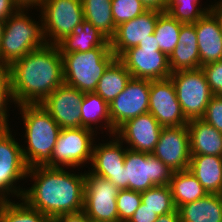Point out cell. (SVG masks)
I'll return each instance as SVG.
<instances>
[{
	"label": "cell",
	"mask_w": 222,
	"mask_h": 222,
	"mask_svg": "<svg viewBox=\"0 0 222 222\" xmlns=\"http://www.w3.org/2000/svg\"><path fill=\"white\" fill-rule=\"evenodd\" d=\"M27 176L35 181L29 190H24L21 200L40 213L53 220L83 210L85 174H70L62 167L38 166L29 168Z\"/></svg>",
	"instance_id": "cell-1"
},
{
	"label": "cell",
	"mask_w": 222,
	"mask_h": 222,
	"mask_svg": "<svg viewBox=\"0 0 222 222\" xmlns=\"http://www.w3.org/2000/svg\"><path fill=\"white\" fill-rule=\"evenodd\" d=\"M11 90L17 105L41 104L64 83L63 59L57 45L29 52L9 67Z\"/></svg>",
	"instance_id": "cell-2"
},
{
	"label": "cell",
	"mask_w": 222,
	"mask_h": 222,
	"mask_svg": "<svg viewBox=\"0 0 222 222\" xmlns=\"http://www.w3.org/2000/svg\"><path fill=\"white\" fill-rule=\"evenodd\" d=\"M21 108L27 150L22 154L28 169L38 166L52 167V152L61 131L58 123L41 104L18 105Z\"/></svg>",
	"instance_id": "cell-3"
},
{
	"label": "cell",
	"mask_w": 222,
	"mask_h": 222,
	"mask_svg": "<svg viewBox=\"0 0 222 222\" xmlns=\"http://www.w3.org/2000/svg\"><path fill=\"white\" fill-rule=\"evenodd\" d=\"M20 7L5 20L0 43V66L9 67L31 51L47 45L43 24L32 21Z\"/></svg>",
	"instance_id": "cell-4"
},
{
	"label": "cell",
	"mask_w": 222,
	"mask_h": 222,
	"mask_svg": "<svg viewBox=\"0 0 222 222\" xmlns=\"http://www.w3.org/2000/svg\"><path fill=\"white\" fill-rule=\"evenodd\" d=\"M64 83L82 92H94L109 64L116 58L111 47L61 54Z\"/></svg>",
	"instance_id": "cell-5"
},
{
	"label": "cell",
	"mask_w": 222,
	"mask_h": 222,
	"mask_svg": "<svg viewBox=\"0 0 222 222\" xmlns=\"http://www.w3.org/2000/svg\"><path fill=\"white\" fill-rule=\"evenodd\" d=\"M118 59L133 78L163 80L171 75L169 57L160 51L155 35L141 41L138 46L124 51Z\"/></svg>",
	"instance_id": "cell-6"
},
{
	"label": "cell",
	"mask_w": 222,
	"mask_h": 222,
	"mask_svg": "<svg viewBox=\"0 0 222 222\" xmlns=\"http://www.w3.org/2000/svg\"><path fill=\"white\" fill-rule=\"evenodd\" d=\"M125 189L143 192L156 185L167 186L173 171L151 153L126 149Z\"/></svg>",
	"instance_id": "cell-7"
},
{
	"label": "cell",
	"mask_w": 222,
	"mask_h": 222,
	"mask_svg": "<svg viewBox=\"0 0 222 222\" xmlns=\"http://www.w3.org/2000/svg\"><path fill=\"white\" fill-rule=\"evenodd\" d=\"M177 99L187 121L201 119L213 93L201 68L171 73Z\"/></svg>",
	"instance_id": "cell-8"
},
{
	"label": "cell",
	"mask_w": 222,
	"mask_h": 222,
	"mask_svg": "<svg viewBox=\"0 0 222 222\" xmlns=\"http://www.w3.org/2000/svg\"><path fill=\"white\" fill-rule=\"evenodd\" d=\"M39 7L45 39L51 37L47 44L57 45L84 20L81 0H42Z\"/></svg>",
	"instance_id": "cell-9"
},
{
	"label": "cell",
	"mask_w": 222,
	"mask_h": 222,
	"mask_svg": "<svg viewBox=\"0 0 222 222\" xmlns=\"http://www.w3.org/2000/svg\"><path fill=\"white\" fill-rule=\"evenodd\" d=\"M119 189L108 179L85 173L83 211L90 220L117 222Z\"/></svg>",
	"instance_id": "cell-10"
},
{
	"label": "cell",
	"mask_w": 222,
	"mask_h": 222,
	"mask_svg": "<svg viewBox=\"0 0 222 222\" xmlns=\"http://www.w3.org/2000/svg\"><path fill=\"white\" fill-rule=\"evenodd\" d=\"M12 137L9 128H0V202L8 200L4 194L9 192L22 198L24 190H17L13 184L27 177L28 172L22 147Z\"/></svg>",
	"instance_id": "cell-11"
},
{
	"label": "cell",
	"mask_w": 222,
	"mask_h": 222,
	"mask_svg": "<svg viewBox=\"0 0 222 222\" xmlns=\"http://www.w3.org/2000/svg\"><path fill=\"white\" fill-rule=\"evenodd\" d=\"M151 80L133 78L125 89L109 103L111 125L116 131L126 121L149 113Z\"/></svg>",
	"instance_id": "cell-12"
},
{
	"label": "cell",
	"mask_w": 222,
	"mask_h": 222,
	"mask_svg": "<svg viewBox=\"0 0 222 222\" xmlns=\"http://www.w3.org/2000/svg\"><path fill=\"white\" fill-rule=\"evenodd\" d=\"M93 135L94 130L84 127L61 129L52 152V167L66 165L75 168L91 161Z\"/></svg>",
	"instance_id": "cell-13"
},
{
	"label": "cell",
	"mask_w": 222,
	"mask_h": 222,
	"mask_svg": "<svg viewBox=\"0 0 222 222\" xmlns=\"http://www.w3.org/2000/svg\"><path fill=\"white\" fill-rule=\"evenodd\" d=\"M151 154L173 172L188 170L191 158L188 126L163 127Z\"/></svg>",
	"instance_id": "cell-14"
},
{
	"label": "cell",
	"mask_w": 222,
	"mask_h": 222,
	"mask_svg": "<svg viewBox=\"0 0 222 222\" xmlns=\"http://www.w3.org/2000/svg\"><path fill=\"white\" fill-rule=\"evenodd\" d=\"M149 113L163 127L187 125L188 121L182 113L174 84L170 78L151 80Z\"/></svg>",
	"instance_id": "cell-15"
},
{
	"label": "cell",
	"mask_w": 222,
	"mask_h": 222,
	"mask_svg": "<svg viewBox=\"0 0 222 222\" xmlns=\"http://www.w3.org/2000/svg\"><path fill=\"white\" fill-rule=\"evenodd\" d=\"M83 97L84 92L63 83L41 103V106L61 129L80 128V105Z\"/></svg>",
	"instance_id": "cell-16"
},
{
	"label": "cell",
	"mask_w": 222,
	"mask_h": 222,
	"mask_svg": "<svg viewBox=\"0 0 222 222\" xmlns=\"http://www.w3.org/2000/svg\"><path fill=\"white\" fill-rule=\"evenodd\" d=\"M163 126L153 117L146 113L132 118L122 124L115 132V138L131 145L130 150L137 152L152 153L159 140ZM122 138V139H120Z\"/></svg>",
	"instance_id": "cell-17"
},
{
	"label": "cell",
	"mask_w": 222,
	"mask_h": 222,
	"mask_svg": "<svg viewBox=\"0 0 222 222\" xmlns=\"http://www.w3.org/2000/svg\"><path fill=\"white\" fill-rule=\"evenodd\" d=\"M161 13L157 10H146L130 21L118 25L114 36L109 40L116 58L129 48L138 46L141 41L149 38V35L154 34L155 25Z\"/></svg>",
	"instance_id": "cell-18"
},
{
	"label": "cell",
	"mask_w": 222,
	"mask_h": 222,
	"mask_svg": "<svg viewBox=\"0 0 222 222\" xmlns=\"http://www.w3.org/2000/svg\"><path fill=\"white\" fill-rule=\"evenodd\" d=\"M200 55V68L206 64L222 60V22L211 9L195 23Z\"/></svg>",
	"instance_id": "cell-19"
},
{
	"label": "cell",
	"mask_w": 222,
	"mask_h": 222,
	"mask_svg": "<svg viewBox=\"0 0 222 222\" xmlns=\"http://www.w3.org/2000/svg\"><path fill=\"white\" fill-rule=\"evenodd\" d=\"M172 73L200 68V55L195 24H183L180 28L179 41L169 56Z\"/></svg>",
	"instance_id": "cell-20"
},
{
	"label": "cell",
	"mask_w": 222,
	"mask_h": 222,
	"mask_svg": "<svg viewBox=\"0 0 222 222\" xmlns=\"http://www.w3.org/2000/svg\"><path fill=\"white\" fill-rule=\"evenodd\" d=\"M191 155H216L222 157V133L202 119L188 121Z\"/></svg>",
	"instance_id": "cell-21"
},
{
	"label": "cell",
	"mask_w": 222,
	"mask_h": 222,
	"mask_svg": "<svg viewBox=\"0 0 222 222\" xmlns=\"http://www.w3.org/2000/svg\"><path fill=\"white\" fill-rule=\"evenodd\" d=\"M57 46L61 54L83 53L96 47H110V41L95 26L84 19L73 29L72 34L62 39Z\"/></svg>",
	"instance_id": "cell-22"
},
{
	"label": "cell",
	"mask_w": 222,
	"mask_h": 222,
	"mask_svg": "<svg viewBox=\"0 0 222 222\" xmlns=\"http://www.w3.org/2000/svg\"><path fill=\"white\" fill-rule=\"evenodd\" d=\"M113 141V142H112ZM109 143L93 145L91 158L92 171L90 173L104 179H108L112 174L118 173L124 168V158L126 149H122V143L118 138Z\"/></svg>",
	"instance_id": "cell-23"
},
{
	"label": "cell",
	"mask_w": 222,
	"mask_h": 222,
	"mask_svg": "<svg viewBox=\"0 0 222 222\" xmlns=\"http://www.w3.org/2000/svg\"><path fill=\"white\" fill-rule=\"evenodd\" d=\"M188 170L208 194H222V157L191 155Z\"/></svg>",
	"instance_id": "cell-24"
},
{
	"label": "cell",
	"mask_w": 222,
	"mask_h": 222,
	"mask_svg": "<svg viewBox=\"0 0 222 222\" xmlns=\"http://www.w3.org/2000/svg\"><path fill=\"white\" fill-rule=\"evenodd\" d=\"M180 222H222V194L206 196L178 208Z\"/></svg>",
	"instance_id": "cell-25"
},
{
	"label": "cell",
	"mask_w": 222,
	"mask_h": 222,
	"mask_svg": "<svg viewBox=\"0 0 222 222\" xmlns=\"http://www.w3.org/2000/svg\"><path fill=\"white\" fill-rule=\"evenodd\" d=\"M131 77L123 63L115 58L104 71L94 92L109 104L125 89Z\"/></svg>",
	"instance_id": "cell-26"
},
{
	"label": "cell",
	"mask_w": 222,
	"mask_h": 222,
	"mask_svg": "<svg viewBox=\"0 0 222 222\" xmlns=\"http://www.w3.org/2000/svg\"><path fill=\"white\" fill-rule=\"evenodd\" d=\"M169 187L177 209L208 194L198 179L189 170L173 172Z\"/></svg>",
	"instance_id": "cell-27"
},
{
	"label": "cell",
	"mask_w": 222,
	"mask_h": 222,
	"mask_svg": "<svg viewBox=\"0 0 222 222\" xmlns=\"http://www.w3.org/2000/svg\"><path fill=\"white\" fill-rule=\"evenodd\" d=\"M81 2L84 19L89 21L110 40L116 31L111 0H81Z\"/></svg>",
	"instance_id": "cell-28"
},
{
	"label": "cell",
	"mask_w": 222,
	"mask_h": 222,
	"mask_svg": "<svg viewBox=\"0 0 222 222\" xmlns=\"http://www.w3.org/2000/svg\"><path fill=\"white\" fill-rule=\"evenodd\" d=\"M81 111V127L93 130L91 124L104 122L107 124L106 129L109 127L110 134L115 136V130L111 125L109 115V104L95 92H85L80 105ZM93 122V123H92Z\"/></svg>",
	"instance_id": "cell-29"
},
{
	"label": "cell",
	"mask_w": 222,
	"mask_h": 222,
	"mask_svg": "<svg viewBox=\"0 0 222 222\" xmlns=\"http://www.w3.org/2000/svg\"><path fill=\"white\" fill-rule=\"evenodd\" d=\"M182 25L183 23L172 18L166 12H162L158 16L154 35L158 42L160 51L165 53L168 57L178 44L180 28Z\"/></svg>",
	"instance_id": "cell-30"
},
{
	"label": "cell",
	"mask_w": 222,
	"mask_h": 222,
	"mask_svg": "<svg viewBox=\"0 0 222 222\" xmlns=\"http://www.w3.org/2000/svg\"><path fill=\"white\" fill-rule=\"evenodd\" d=\"M0 222H52V219L29 206L24 200L20 204L2 200Z\"/></svg>",
	"instance_id": "cell-31"
},
{
	"label": "cell",
	"mask_w": 222,
	"mask_h": 222,
	"mask_svg": "<svg viewBox=\"0 0 222 222\" xmlns=\"http://www.w3.org/2000/svg\"><path fill=\"white\" fill-rule=\"evenodd\" d=\"M140 194L141 202L158 216L174 212L177 209L169 185H156L140 192Z\"/></svg>",
	"instance_id": "cell-32"
},
{
	"label": "cell",
	"mask_w": 222,
	"mask_h": 222,
	"mask_svg": "<svg viewBox=\"0 0 222 222\" xmlns=\"http://www.w3.org/2000/svg\"><path fill=\"white\" fill-rule=\"evenodd\" d=\"M199 0H167L168 13L172 18L176 19L183 24H194L199 20L205 13L209 12L210 8H197Z\"/></svg>",
	"instance_id": "cell-33"
},
{
	"label": "cell",
	"mask_w": 222,
	"mask_h": 222,
	"mask_svg": "<svg viewBox=\"0 0 222 222\" xmlns=\"http://www.w3.org/2000/svg\"><path fill=\"white\" fill-rule=\"evenodd\" d=\"M111 8L116 27L147 10L140 0H111Z\"/></svg>",
	"instance_id": "cell-34"
},
{
	"label": "cell",
	"mask_w": 222,
	"mask_h": 222,
	"mask_svg": "<svg viewBox=\"0 0 222 222\" xmlns=\"http://www.w3.org/2000/svg\"><path fill=\"white\" fill-rule=\"evenodd\" d=\"M141 203L140 192L129 189L119 190L116 198L118 222H128Z\"/></svg>",
	"instance_id": "cell-35"
},
{
	"label": "cell",
	"mask_w": 222,
	"mask_h": 222,
	"mask_svg": "<svg viewBox=\"0 0 222 222\" xmlns=\"http://www.w3.org/2000/svg\"><path fill=\"white\" fill-rule=\"evenodd\" d=\"M13 100L8 67L0 66V128H9L7 102Z\"/></svg>",
	"instance_id": "cell-36"
},
{
	"label": "cell",
	"mask_w": 222,
	"mask_h": 222,
	"mask_svg": "<svg viewBox=\"0 0 222 222\" xmlns=\"http://www.w3.org/2000/svg\"><path fill=\"white\" fill-rule=\"evenodd\" d=\"M201 119L222 133V95H213Z\"/></svg>",
	"instance_id": "cell-37"
},
{
	"label": "cell",
	"mask_w": 222,
	"mask_h": 222,
	"mask_svg": "<svg viewBox=\"0 0 222 222\" xmlns=\"http://www.w3.org/2000/svg\"><path fill=\"white\" fill-rule=\"evenodd\" d=\"M214 95H222V60L201 66Z\"/></svg>",
	"instance_id": "cell-38"
},
{
	"label": "cell",
	"mask_w": 222,
	"mask_h": 222,
	"mask_svg": "<svg viewBox=\"0 0 222 222\" xmlns=\"http://www.w3.org/2000/svg\"><path fill=\"white\" fill-rule=\"evenodd\" d=\"M158 215L141 203L128 222H155Z\"/></svg>",
	"instance_id": "cell-39"
},
{
	"label": "cell",
	"mask_w": 222,
	"mask_h": 222,
	"mask_svg": "<svg viewBox=\"0 0 222 222\" xmlns=\"http://www.w3.org/2000/svg\"><path fill=\"white\" fill-rule=\"evenodd\" d=\"M20 8L15 0H0V20L5 21Z\"/></svg>",
	"instance_id": "cell-40"
},
{
	"label": "cell",
	"mask_w": 222,
	"mask_h": 222,
	"mask_svg": "<svg viewBox=\"0 0 222 222\" xmlns=\"http://www.w3.org/2000/svg\"><path fill=\"white\" fill-rule=\"evenodd\" d=\"M52 222H90V219L82 210L75 213L60 215L56 217L55 219H53Z\"/></svg>",
	"instance_id": "cell-41"
},
{
	"label": "cell",
	"mask_w": 222,
	"mask_h": 222,
	"mask_svg": "<svg viewBox=\"0 0 222 222\" xmlns=\"http://www.w3.org/2000/svg\"><path fill=\"white\" fill-rule=\"evenodd\" d=\"M147 10H157L165 12L167 9V0H140Z\"/></svg>",
	"instance_id": "cell-42"
},
{
	"label": "cell",
	"mask_w": 222,
	"mask_h": 222,
	"mask_svg": "<svg viewBox=\"0 0 222 222\" xmlns=\"http://www.w3.org/2000/svg\"><path fill=\"white\" fill-rule=\"evenodd\" d=\"M108 180L119 190L125 189V168H121L118 173L112 174Z\"/></svg>",
	"instance_id": "cell-43"
},
{
	"label": "cell",
	"mask_w": 222,
	"mask_h": 222,
	"mask_svg": "<svg viewBox=\"0 0 222 222\" xmlns=\"http://www.w3.org/2000/svg\"><path fill=\"white\" fill-rule=\"evenodd\" d=\"M155 222H180L178 209L174 212L158 216V219Z\"/></svg>",
	"instance_id": "cell-44"
},
{
	"label": "cell",
	"mask_w": 222,
	"mask_h": 222,
	"mask_svg": "<svg viewBox=\"0 0 222 222\" xmlns=\"http://www.w3.org/2000/svg\"><path fill=\"white\" fill-rule=\"evenodd\" d=\"M20 7H30V6H39L42 0H15Z\"/></svg>",
	"instance_id": "cell-45"
},
{
	"label": "cell",
	"mask_w": 222,
	"mask_h": 222,
	"mask_svg": "<svg viewBox=\"0 0 222 222\" xmlns=\"http://www.w3.org/2000/svg\"><path fill=\"white\" fill-rule=\"evenodd\" d=\"M212 9L219 15L222 22V1H219V3L214 4Z\"/></svg>",
	"instance_id": "cell-46"
},
{
	"label": "cell",
	"mask_w": 222,
	"mask_h": 222,
	"mask_svg": "<svg viewBox=\"0 0 222 222\" xmlns=\"http://www.w3.org/2000/svg\"><path fill=\"white\" fill-rule=\"evenodd\" d=\"M4 26H5V21L0 20V43L3 35Z\"/></svg>",
	"instance_id": "cell-47"
},
{
	"label": "cell",
	"mask_w": 222,
	"mask_h": 222,
	"mask_svg": "<svg viewBox=\"0 0 222 222\" xmlns=\"http://www.w3.org/2000/svg\"><path fill=\"white\" fill-rule=\"evenodd\" d=\"M90 222H106V221H96V220H90ZM118 222V221H117Z\"/></svg>",
	"instance_id": "cell-48"
}]
</instances>
